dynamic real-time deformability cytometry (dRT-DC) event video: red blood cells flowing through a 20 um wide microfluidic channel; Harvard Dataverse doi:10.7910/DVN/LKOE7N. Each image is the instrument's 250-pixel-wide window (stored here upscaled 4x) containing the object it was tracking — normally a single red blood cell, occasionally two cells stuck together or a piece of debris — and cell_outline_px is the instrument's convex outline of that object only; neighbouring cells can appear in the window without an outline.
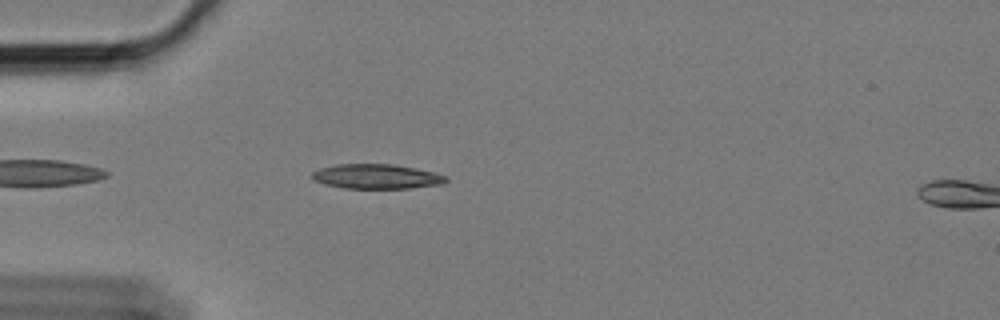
{"species": "Egyptian fruit bat (a non-hibernating species)", "species_latin": "Rousettus aegyptiacus", "temperature_condition": "cold", "stored_images_in_passage": 46, "camera_frame_rate_fps": 3000, "um_per_image_px": 0.085, "animal": {"sex": "female"}, "frame": {"image": 1, "passage_image": 4, "time_ms": 1.0, "image_size_px": [1000, 320], "cell_outline_px": [[448, 180], [444, 184], [408, 188], [344, 188], [324, 184], [312, 180], [312, 172], [320, 168], [336, 164], [392, 164], [432, 172], [448, 176]], "centroid_in_image_um": [31.98, 15.0], "position_along_channel_um": 53.0, "area_um2": 19.19}}
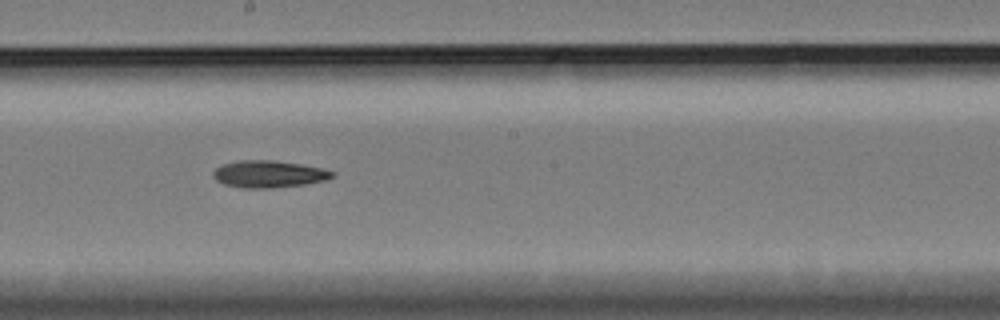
{"frame": {"image": 2, "passage_image": 20, "time_ms": 6.333, "image_size_px": [1000, 320], "cell_outline_px": [[336, 176], [324, 180], [304, 184], [272, 188], [240, 188], [224, 184], [216, 180], [212, 176], [212, 172], [216, 168], [224, 164], [240, 160], [272, 160], [300, 164], [320, 168], [336, 172]], "centroid_in_image_um": [22.83, 14.8], "position_along_channel_um": 225.4, "area_um2": 18.73}}
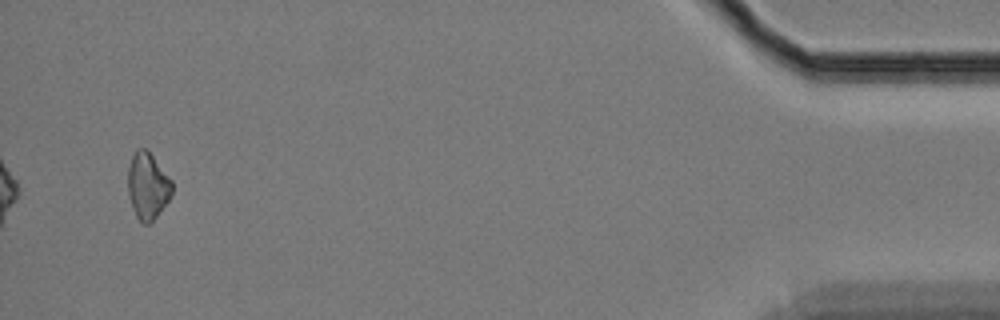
{"frame": {"image": 3, "passage_image": 44, "time_ms": 14.333, "image_size_px": [1000, 320], "cell_outline_px": [[172, 192], [168, 200], [156, 216], [148, 224], [144, 224], [136, 216], [132, 208], [128, 196], [128, 168], [132, 156], [136, 148], [144, 148], [152, 156], [172, 180]], "centroid_in_image_um": [12.53, 15.8], "position_along_channel_um": 422.7, "area_um2": 16.88}}